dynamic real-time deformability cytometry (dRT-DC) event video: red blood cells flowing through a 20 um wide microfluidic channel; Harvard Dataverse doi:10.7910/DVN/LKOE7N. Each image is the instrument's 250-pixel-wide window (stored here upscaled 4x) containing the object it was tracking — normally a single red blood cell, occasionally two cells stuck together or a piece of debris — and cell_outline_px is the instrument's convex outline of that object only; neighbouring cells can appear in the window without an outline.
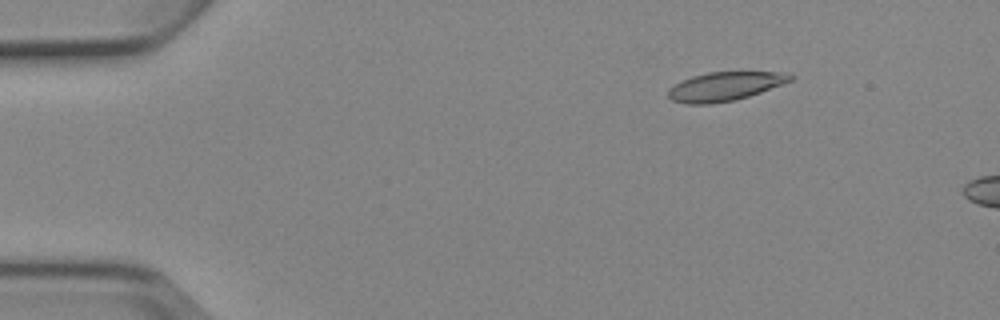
{"species": "Egyptian fruit bat (a non-hibernating species)", "species_latin": "Rousettus aegyptiacus", "temperature_condition": "cold", "stored_images_in_passage": 4, "camera_frame_rate_fps": 3000, "um_per_image_px": 0.085, "animal": {"sex": "female"}, "frame": {"image": 1, "passage_image": 3, "time_ms": 2.333, "image_size_px": [1000, 320], "cell_outline_px": [[796, 76], [792, 80], [760, 92], [748, 96], [732, 100], [712, 104], [688, 104], [672, 100], [668, 96], [668, 88], [680, 80], [692, 76], [708, 72], [792, 72]], "centroid_in_image_um": [61.61, 7.33], "position_along_channel_um": 23.4, "area_um2": 20.58}}